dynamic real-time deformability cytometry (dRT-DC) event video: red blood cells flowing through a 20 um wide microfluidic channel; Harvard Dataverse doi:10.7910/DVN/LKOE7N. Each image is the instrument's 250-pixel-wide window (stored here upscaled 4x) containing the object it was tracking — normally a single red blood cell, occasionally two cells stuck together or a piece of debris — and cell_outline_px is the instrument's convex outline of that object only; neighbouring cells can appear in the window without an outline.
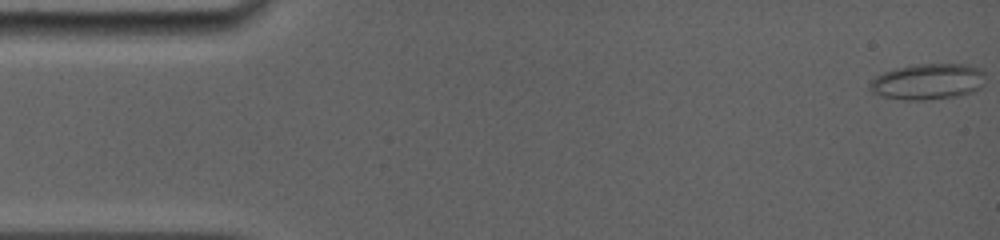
{"species": "common noctule bat (a hibernating species)", "species_latin": "Nyctalus noctula", "temperature_condition": "room temperature", "stored_images_in_passage": 74, "camera_frame_rate_fps": 5000, "um_per_image_px": 0.085, "animal": {"sex": "female", "body_mass_g": 19.0, "forearm_length_mm": 56.7}, "frame": {"image": 1, "passage_image": 1, "time_ms": 0.0, "image_size_px": [1000, 240], "cell_outline_px": [[984, 76], [980, 88], [972, 92], [956, 96], [924, 100], [904, 100], [880, 96], [872, 92], [868, 88], [872, 80], [876, 76], [884, 72], [896, 68], [916, 64], [964, 64], [976, 68], [984, 72]], "centroid_in_image_um": [78.82, 6.94], "position_along_channel_um": 6.2, "area_um2": 24.04}}
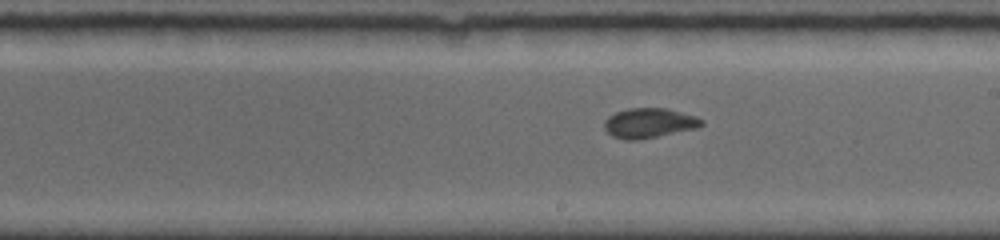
{"frame": {"image": 2, "passage_image": 51, "time_ms": 9.0, "image_size_px": [1000, 240], "cell_outline_px": [[704, 124], [696, 128], [640, 140], [624, 140], [612, 136], [604, 128], [604, 120], [608, 116], [616, 112], [628, 108], [668, 108], [696, 116], [704, 120]], "centroid_in_image_um": [55.17, 10.46], "position_along_channel_um": 233.8, "area_um2": 17.05}}
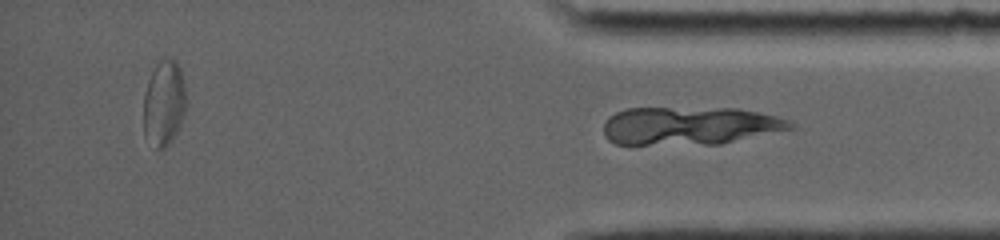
{"frame": {"image": 3, "passage_image": 73, "time_ms": 14.8, "image_size_px": [1000, 240], "cell_outline_px": [[184, 116], [176, 132], [168, 144], [164, 148], [156, 148], [144, 136], [144, 92], [148, 80], [156, 64], [160, 60], [176, 60], [180, 68], [184, 80]], "centroid_in_image_um": [13.92, 8.77], "position_along_channel_um": 421.3, "area_um2": 20.87}}